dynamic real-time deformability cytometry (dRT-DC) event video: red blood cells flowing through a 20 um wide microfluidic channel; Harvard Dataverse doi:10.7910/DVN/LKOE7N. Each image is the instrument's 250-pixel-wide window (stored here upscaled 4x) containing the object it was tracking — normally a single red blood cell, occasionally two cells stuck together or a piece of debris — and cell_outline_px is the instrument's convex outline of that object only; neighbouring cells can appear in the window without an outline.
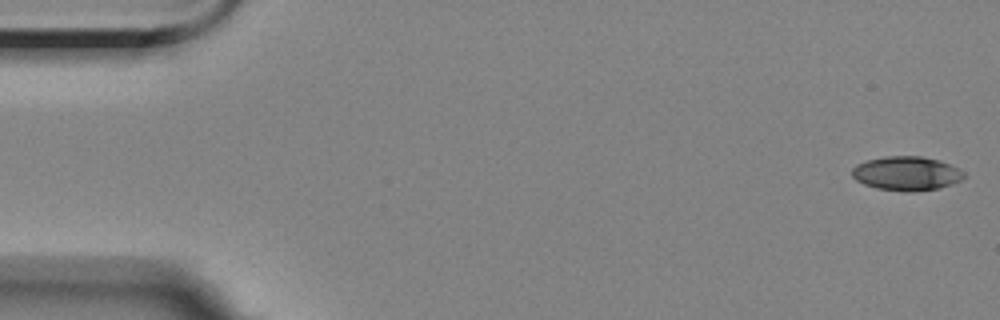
{"species": "Egyptian fruit bat (a non-hibernating species)", "species_latin": "Rousettus aegyptiacus", "temperature_condition": "room temperature", "stored_images_in_passage": 5, "camera_frame_rate_fps": 3000, "um_per_image_px": 0.085, "animal": {"sex": "female"}, "frame": {"image": 1, "passage_image": 1, "time_ms": 0.0, "image_size_px": [1000, 320], "cell_outline_px": [[964, 176], [960, 180], [952, 184], [940, 188], [912, 192], [904, 192], [876, 188], [864, 184], [856, 180], [852, 176], [852, 168], [856, 164], [868, 160], [884, 156], [920, 156], [936, 160], [948, 164], [964, 172]], "centroid_in_image_um": [77.01, 14.75], "position_along_channel_um": 8.0, "area_um2": 22.14}}
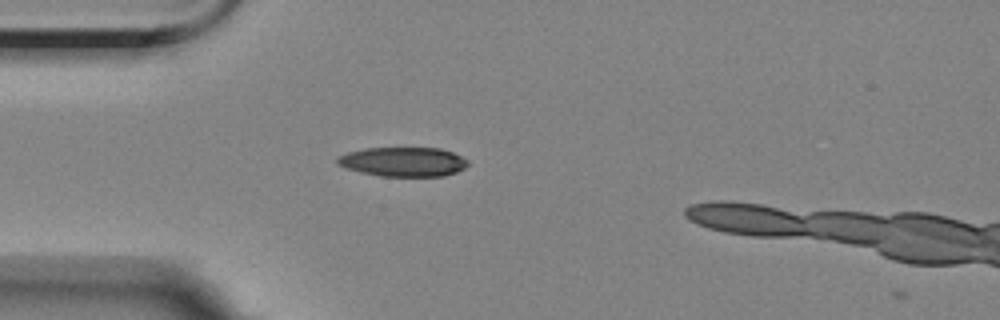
{"frame": {"image": 2, "passage_image": 4, "time_ms": 4.667, "image_size_px": [1000, 320], "cell_outline_px": [[468, 164], [464, 168], [456, 172], [444, 176], [380, 176], [360, 172], [344, 168], [336, 164], [336, 156], [348, 152], [364, 148], [440, 148], [452, 152], [468, 160]], "centroid_in_image_um": [34.22, 13.75], "position_along_channel_um": 50.8, "area_um2": 22.48}}